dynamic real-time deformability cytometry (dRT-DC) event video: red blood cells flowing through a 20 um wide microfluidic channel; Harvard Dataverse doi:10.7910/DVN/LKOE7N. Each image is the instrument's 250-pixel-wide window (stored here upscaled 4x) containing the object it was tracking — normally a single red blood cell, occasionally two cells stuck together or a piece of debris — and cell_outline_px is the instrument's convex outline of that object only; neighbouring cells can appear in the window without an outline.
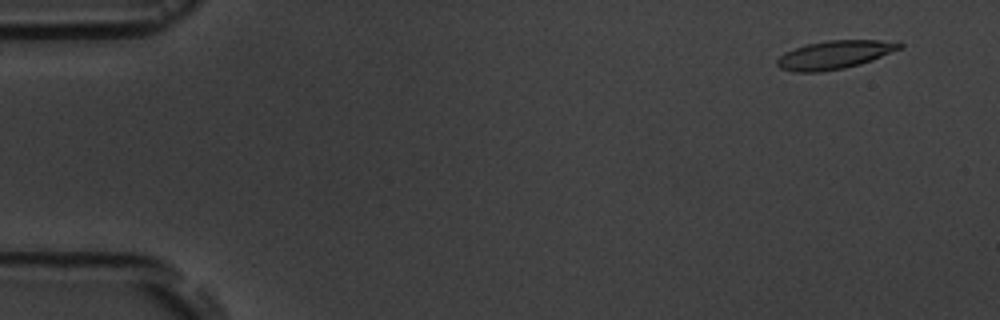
{"species": "common noctule bat (a hibernating species)", "species_latin": "Nyctalus noctula", "temperature_condition": "room temperature", "stored_images_in_passage": 3, "camera_frame_rate_fps": 3000, "um_per_image_px": 0.085, "animal": {"sex": "male", "body_mass_g": 19.5, "forearm_length_mm": 54.6}, "frame": {"image": 1, "passage_image": 1, "time_ms": 0.0, "image_size_px": [1000, 320], "cell_outline_px": [[904, 48], [872, 60], [860, 64], [844, 68], [820, 72], [792, 72], [780, 68], [776, 64], [776, 60], [784, 52], [808, 44], [828, 40], [900, 40], [904, 44]], "centroid_in_image_um": [71.01, 4.65], "position_along_channel_um": 14.0, "area_um2": 20.52}}